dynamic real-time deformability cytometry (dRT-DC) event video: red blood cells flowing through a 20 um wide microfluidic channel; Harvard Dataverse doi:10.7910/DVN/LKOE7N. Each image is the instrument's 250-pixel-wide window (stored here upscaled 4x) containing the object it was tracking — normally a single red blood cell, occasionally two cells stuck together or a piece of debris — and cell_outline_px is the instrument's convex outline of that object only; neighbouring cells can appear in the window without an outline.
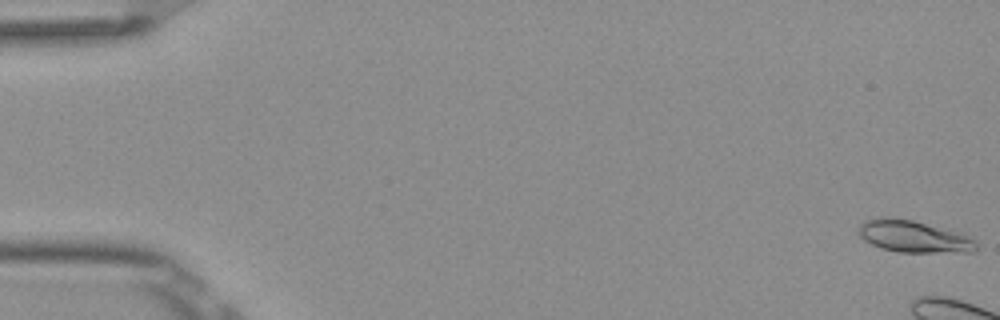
{"species": "Egyptian fruit bat (a non-hibernating species)", "species_latin": "Rousettus aegyptiacus", "temperature_condition": "room temperature", "stored_images_in_passage": 12, "camera_frame_rate_fps": 3000, "um_per_image_px": 0.085, "frame": {"image": 1, "passage_image": 1, "time_ms": 0.0, "image_size_px": [1000, 320], "cell_outline_px": [[976, 248], [972, 252], [900, 252], [880, 248], [864, 240], [860, 236], [860, 224], [864, 220], [880, 216], [888, 216], [912, 220], [964, 232], [976, 240]], "centroid_in_image_um": [77.7, 20.08], "position_along_channel_um": 7.3, "area_um2": 22.25}}